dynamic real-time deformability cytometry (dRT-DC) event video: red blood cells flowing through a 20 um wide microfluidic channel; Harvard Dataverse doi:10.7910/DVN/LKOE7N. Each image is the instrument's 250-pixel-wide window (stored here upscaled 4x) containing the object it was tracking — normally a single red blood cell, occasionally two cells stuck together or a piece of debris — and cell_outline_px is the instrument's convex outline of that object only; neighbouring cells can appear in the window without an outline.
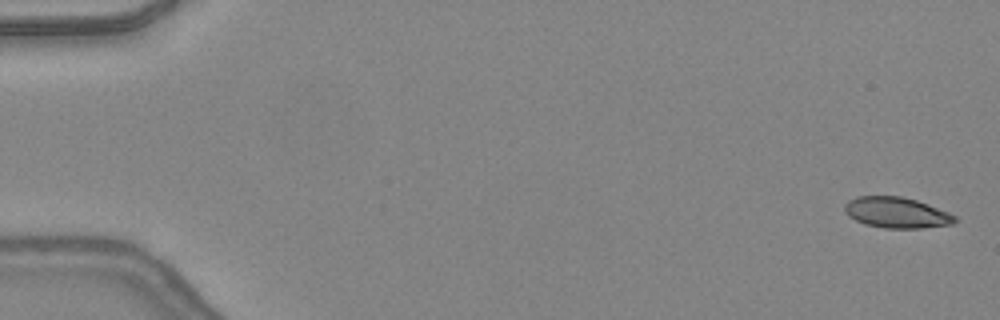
{"species": "common noctule bat (a hibernating species)", "species_latin": "Nyctalus noctula", "temperature_condition": "warm", "stored_images_in_passage": 48, "camera_frame_rate_fps": 3000, "um_per_image_px": 0.085, "animal": {"sex": "female", "body_mass_g": 24.6, "forearm_length_mm": 56.2}, "frame": {"image": 1, "passage_image": 2, "time_ms": 0.333, "image_size_px": [1000, 320], "cell_outline_px": [[960, 220], [952, 224], [920, 228], [884, 228], [864, 224], [848, 216], [844, 212], [844, 204], [848, 200], [856, 196], [900, 196], [916, 200], [928, 204], [948, 212], [956, 216]], "centroid_in_image_um": [76.2, 18.07], "position_along_channel_um": 8.8, "area_um2": 19.94}}
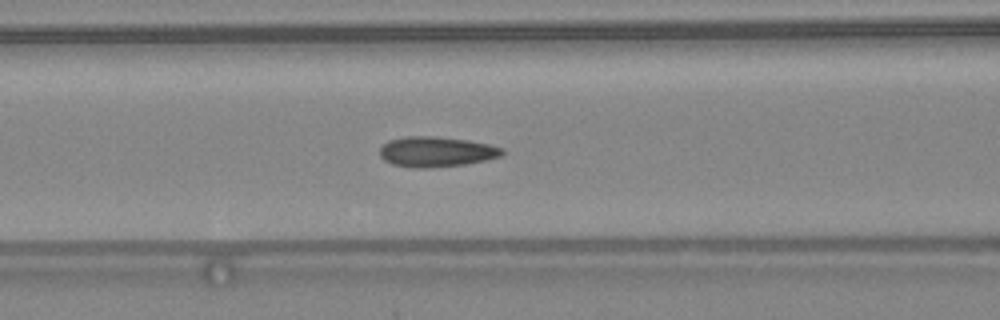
{"frame": {"image": 2, "passage_image": 21, "time_ms": 6.667, "image_size_px": [1000, 320], "cell_outline_px": [[504, 152], [500, 156], [484, 160], [464, 164], [428, 168], [416, 168], [392, 164], [384, 160], [380, 156], [380, 148], [388, 140], [404, 136], [436, 136], [468, 140], [488, 144], [504, 148]], "centroid_in_image_um": [37.06, 12.89], "position_along_channel_um": 129.5, "area_um2": 21.56}}
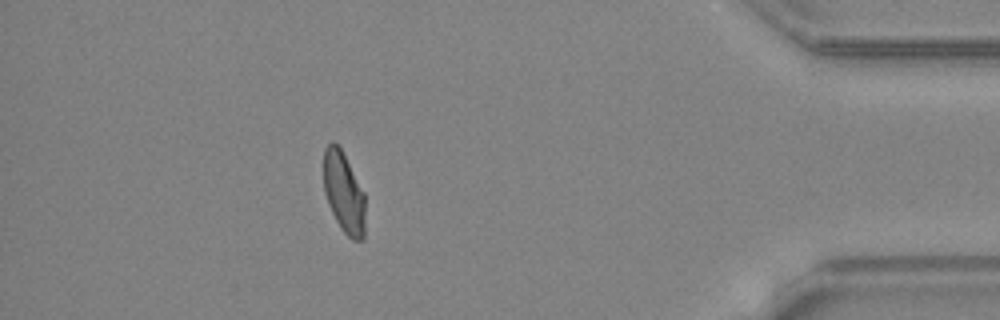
{"frame": {"image": 3, "passage_image": 43, "time_ms": 14.0, "image_size_px": [1000, 320], "cell_outline_px": [[364, 240], [352, 240], [340, 228], [328, 204], [324, 192], [324, 148], [332, 140], [340, 148], [364, 192]], "centroid_in_image_um": [29.21, 16.39], "position_along_channel_um": 406.0, "area_um2": 19.42}, "authors_computed_cell_mechanics": {"area_um2": 20.6346, "velocity_mm_per_s": 4.4167, "shape_relaxation_time_tau1_ms": 7.6694, "shape_relaxation_time_tau2_ms": 1.1736, "deformation_change_tau1": 0.21, "deformation_change_tau2": 0.0624}}